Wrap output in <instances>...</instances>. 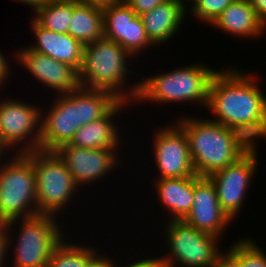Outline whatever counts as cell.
I'll use <instances>...</instances> for the list:
<instances>
[{
	"instance_id": "cell-1",
	"label": "cell",
	"mask_w": 266,
	"mask_h": 267,
	"mask_svg": "<svg viewBox=\"0 0 266 267\" xmlns=\"http://www.w3.org/2000/svg\"><path fill=\"white\" fill-rule=\"evenodd\" d=\"M257 77L235 66L222 67L212 77L206 107L214 115L210 120L240 132L253 145L266 140V95Z\"/></svg>"
},
{
	"instance_id": "cell-2",
	"label": "cell",
	"mask_w": 266,
	"mask_h": 267,
	"mask_svg": "<svg viewBox=\"0 0 266 267\" xmlns=\"http://www.w3.org/2000/svg\"><path fill=\"white\" fill-rule=\"evenodd\" d=\"M54 96L49 108L41 107L42 151H54L69 144L82 126L105 116L120 101L112 92L83 87Z\"/></svg>"
},
{
	"instance_id": "cell-3",
	"label": "cell",
	"mask_w": 266,
	"mask_h": 267,
	"mask_svg": "<svg viewBox=\"0 0 266 267\" xmlns=\"http://www.w3.org/2000/svg\"><path fill=\"white\" fill-rule=\"evenodd\" d=\"M176 121L187 136L193 168L199 177H208L236 162L253 146L240 132L206 117L182 114Z\"/></svg>"
},
{
	"instance_id": "cell-4",
	"label": "cell",
	"mask_w": 266,
	"mask_h": 267,
	"mask_svg": "<svg viewBox=\"0 0 266 267\" xmlns=\"http://www.w3.org/2000/svg\"><path fill=\"white\" fill-rule=\"evenodd\" d=\"M128 58L134 59L119 43L104 37L84 45L79 69L81 87L112 92L118 99L133 105L139 90V80L128 84L127 75L139 74L128 68V62L132 61Z\"/></svg>"
},
{
	"instance_id": "cell-5",
	"label": "cell",
	"mask_w": 266,
	"mask_h": 267,
	"mask_svg": "<svg viewBox=\"0 0 266 267\" xmlns=\"http://www.w3.org/2000/svg\"><path fill=\"white\" fill-rule=\"evenodd\" d=\"M171 71L144 76L139 79V90L134 104H173L182 102L207 107L209 85L219 69L208 67L203 63L189 64ZM137 102V103H136ZM155 102V103H154Z\"/></svg>"
},
{
	"instance_id": "cell-6",
	"label": "cell",
	"mask_w": 266,
	"mask_h": 267,
	"mask_svg": "<svg viewBox=\"0 0 266 267\" xmlns=\"http://www.w3.org/2000/svg\"><path fill=\"white\" fill-rule=\"evenodd\" d=\"M57 221V216L37 214L32 217L6 222L8 257H10L9 251L11 252L15 248L13 249L14 252L12 251L14 262L11 263L13 267L48 266L53 250L66 236L63 232L64 229L62 230V227L58 225L60 223ZM15 224H18V227L20 226L19 229L15 228L17 227ZM13 229L14 231L15 229L18 230V232L15 231V235L12 233L14 232ZM11 247L12 249L9 250Z\"/></svg>"
},
{
	"instance_id": "cell-7",
	"label": "cell",
	"mask_w": 266,
	"mask_h": 267,
	"mask_svg": "<svg viewBox=\"0 0 266 267\" xmlns=\"http://www.w3.org/2000/svg\"><path fill=\"white\" fill-rule=\"evenodd\" d=\"M13 154L0 164V221L4 222L38 214L32 151Z\"/></svg>"
},
{
	"instance_id": "cell-8",
	"label": "cell",
	"mask_w": 266,
	"mask_h": 267,
	"mask_svg": "<svg viewBox=\"0 0 266 267\" xmlns=\"http://www.w3.org/2000/svg\"><path fill=\"white\" fill-rule=\"evenodd\" d=\"M32 165L36 178L38 214L60 217L59 214L68 209V203L73 204L71 201L75 193L81 189L54 151H32Z\"/></svg>"
},
{
	"instance_id": "cell-9",
	"label": "cell",
	"mask_w": 266,
	"mask_h": 267,
	"mask_svg": "<svg viewBox=\"0 0 266 267\" xmlns=\"http://www.w3.org/2000/svg\"><path fill=\"white\" fill-rule=\"evenodd\" d=\"M164 225V247L168 253L160 256L168 267H211L223 252L219 248L221 238L195 229L183 220H170Z\"/></svg>"
},
{
	"instance_id": "cell-10",
	"label": "cell",
	"mask_w": 266,
	"mask_h": 267,
	"mask_svg": "<svg viewBox=\"0 0 266 267\" xmlns=\"http://www.w3.org/2000/svg\"><path fill=\"white\" fill-rule=\"evenodd\" d=\"M4 98L0 99V143L14 153L39 150L41 107Z\"/></svg>"
},
{
	"instance_id": "cell-11",
	"label": "cell",
	"mask_w": 266,
	"mask_h": 267,
	"mask_svg": "<svg viewBox=\"0 0 266 267\" xmlns=\"http://www.w3.org/2000/svg\"><path fill=\"white\" fill-rule=\"evenodd\" d=\"M258 151V145H253L236 162L208 176L216 188L219 205L232 221L240 214L257 172Z\"/></svg>"
},
{
	"instance_id": "cell-12",
	"label": "cell",
	"mask_w": 266,
	"mask_h": 267,
	"mask_svg": "<svg viewBox=\"0 0 266 267\" xmlns=\"http://www.w3.org/2000/svg\"><path fill=\"white\" fill-rule=\"evenodd\" d=\"M157 127L154 133L152 152L157 177L161 178H185L195 176L190 157L189 142L184 130L174 121L173 125Z\"/></svg>"
},
{
	"instance_id": "cell-13",
	"label": "cell",
	"mask_w": 266,
	"mask_h": 267,
	"mask_svg": "<svg viewBox=\"0 0 266 267\" xmlns=\"http://www.w3.org/2000/svg\"><path fill=\"white\" fill-rule=\"evenodd\" d=\"M104 38L119 43L133 58L154 45L148 39L141 17L124 0L102 3Z\"/></svg>"
},
{
	"instance_id": "cell-14",
	"label": "cell",
	"mask_w": 266,
	"mask_h": 267,
	"mask_svg": "<svg viewBox=\"0 0 266 267\" xmlns=\"http://www.w3.org/2000/svg\"><path fill=\"white\" fill-rule=\"evenodd\" d=\"M120 150L80 148L69 144L58 147L54 152L63 161L79 188L102 181L121 163ZM118 153V154H117ZM119 160V161H118ZM112 169V170H111ZM83 186V187H82Z\"/></svg>"
},
{
	"instance_id": "cell-15",
	"label": "cell",
	"mask_w": 266,
	"mask_h": 267,
	"mask_svg": "<svg viewBox=\"0 0 266 267\" xmlns=\"http://www.w3.org/2000/svg\"><path fill=\"white\" fill-rule=\"evenodd\" d=\"M15 53L13 58L19 61L18 65L29 71L35 81H39L47 89L50 88L55 93L53 95L68 94L81 87L79 71L75 67L35 52L27 46L21 47Z\"/></svg>"
},
{
	"instance_id": "cell-16",
	"label": "cell",
	"mask_w": 266,
	"mask_h": 267,
	"mask_svg": "<svg viewBox=\"0 0 266 267\" xmlns=\"http://www.w3.org/2000/svg\"><path fill=\"white\" fill-rule=\"evenodd\" d=\"M183 221L219 238H223L226 228L231 225L232 220L219 205L216 188L208 177L194 176L193 205Z\"/></svg>"
},
{
	"instance_id": "cell-17",
	"label": "cell",
	"mask_w": 266,
	"mask_h": 267,
	"mask_svg": "<svg viewBox=\"0 0 266 267\" xmlns=\"http://www.w3.org/2000/svg\"><path fill=\"white\" fill-rule=\"evenodd\" d=\"M30 21L29 26L35 41L27 47L57 61L69 64L79 71L82 65L83 45L69 33H57L46 29L32 17Z\"/></svg>"
},
{
	"instance_id": "cell-18",
	"label": "cell",
	"mask_w": 266,
	"mask_h": 267,
	"mask_svg": "<svg viewBox=\"0 0 266 267\" xmlns=\"http://www.w3.org/2000/svg\"><path fill=\"white\" fill-rule=\"evenodd\" d=\"M129 104L131 103L120 100L105 116L82 126L74 134L69 145L90 149L121 150L120 144L123 142L120 136L123 135L119 133L120 127L114 119L119 111L120 113L122 110L125 111L124 108H128Z\"/></svg>"
},
{
	"instance_id": "cell-19",
	"label": "cell",
	"mask_w": 266,
	"mask_h": 267,
	"mask_svg": "<svg viewBox=\"0 0 266 267\" xmlns=\"http://www.w3.org/2000/svg\"><path fill=\"white\" fill-rule=\"evenodd\" d=\"M187 11L179 1L167 0L150 12L142 14L140 17L150 42L158 47L170 42L188 19Z\"/></svg>"
},
{
	"instance_id": "cell-20",
	"label": "cell",
	"mask_w": 266,
	"mask_h": 267,
	"mask_svg": "<svg viewBox=\"0 0 266 267\" xmlns=\"http://www.w3.org/2000/svg\"><path fill=\"white\" fill-rule=\"evenodd\" d=\"M210 25L243 39L263 37L266 32L250 0H234Z\"/></svg>"
},
{
	"instance_id": "cell-21",
	"label": "cell",
	"mask_w": 266,
	"mask_h": 267,
	"mask_svg": "<svg viewBox=\"0 0 266 267\" xmlns=\"http://www.w3.org/2000/svg\"><path fill=\"white\" fill-rule=\"evenodd\" d=\"M154 190L168 212L167 221L183 220L190 212L194 199V176L154 180ZM171 213V214H170Z\"/></svg>"
},
{
	"instance_id": "cell-22",
	"label": "cell",
	"mask_w": 266,
	"mask_h": 267,
	"mask_svg": "<svg viewBox=\"0 0 266 267\" xmlns=\"http://www.w3.org/2000/svg\"><path fill=\"white\" fill-rule=\"evenodd\" d=\"M68 33L83 46L104 37L101 2L74 0Z\"/></svg>"
},
{
	"instance_id": "cell-23",
	"label": "cell",
	"mask_w": 266,
	"mask_h": 267,
	"mask_svg": "<svg viewBox=\"0 0 266 267\" xmlns=\"http://www.w3.org/2000/svg\"><path fill=\"white\" fill-rule=\"evenodd\" d=\"M74 0H50L31 16L40 26L57 33H68Z\"/></svg>"
},
{
	"instance_id": "cell-24",
	"label": "cell",
	"mask_w": 266,
	"mask_h": 267,
	"mask_svg": "<svg viewBox=\"0 0 266 267\" xmlns=\"http://www.w3.org/2000/svg\"><path fill=\"white\" fill-rule=\"evenodd\" d=\"M65 238L55 247L47 267H85L86 263L99 251L95 246L79 245Z\"/></svg>"
},
{
	"instance_id": "cell-25",
	"label": "cell",
	"mask_w": 266,
	"mask_h": 267,
	"mask_svg": "<svg viewBox=\"0 0 266 267\" xmlns=\"http://www.w3.org/2000/svg\"><path fill=\"white\" fill-rule=\"evenodd\" d=\"M256 240L240 238L227 251L239 262L240 267H266V253Z\"/></svg>"
},
{
	"instance_id": "cell-26",
	"label": "cell",
	"mask_w": 266,
	"mask_h": 267,
	"mask_svg": "<svg viewBox=\"0 0 266 267\" xmlns=\"http://www.w3.org/2000/svg\"><path fill=\"white\" fill-rule=\"evenodd\" d=\"M234 0H196L188 11L199 22L210 24L217 18ZM208 23V24H207Z\"/></svg>"
},
{
	"instance_id": "cell-27",
	"label": "cell",
	"mask_w": 266,
	"mask_h": 267,
	"mask_svg": "<svg viewBox=\"0 0 266 267\" xmlns=\"http://www.w3.org/2000/svg\"><path fill=\"white\" fill-rule=\"evenodd\" d=\"M125 3L138 15L150 12L156 6L167 0H124Z\"/></svg>"
},
{
	"instance_id": "cell-28",
	"label": "cell",
	"mask_w": 266,
	"mask_h": 267,
	"mask_svg": "<svg viewBox=\"0 0 266 267\" xmlns=\"http://www.w3.org/2000/svg\"><path fill=\"white\" fill-rule=\"evenodd\" d=\"M137 260V261H136ZM135 261L131 262L129 261V264L127 266L123 267H168V265L165 263V261L162 259V257H146L144 259L140 258L139 260L136 259ZM118 262H114L113 267H117ZM118 267H120L118 265Z\"/></svg>"
},
{
	"instance_id": "cell-29",
	"label": "cell",
	"mask_w": 266,
	"mask_h": 267,
	"mask_svg": "<svg viewBox=\"0 0 266 267\" xmlns=\"http://www.w3.org/2000/svg\"><path fill=\"white\" fill-rule=\"evenodd\" d=\"M101 253V254H100ZM100 254V255H99ZM109 257L103 252H97L85 265V267H113L115 262L114 257ZM114 259V260H113Z\"/></svg>"
},
{
	"instance_id": "cell-30",
	"label": "cell",
	"mask_w": 266,
	"mask_h": 267,
	"mask_svg": "<svg viewBox=\"0 0 266 267\" xmlns=\"http://www.w3.org/2000/svg\"><path fill=\"white\" fill-rule=\"evenodd\" d=\"M7 258V225L6 222L0 221V267L7 265L5 263L9 261Z\"/></svg>"
},
{
	"instance_id": "cell-31",
	"label": "cell",
	"mask_w": 266,
	"mask_h": 267,
	"mask_svg": "<svg viewBox=\"0 0 266 267\" xmlns=\"http://www.w3.org/2000/svg\"><path fill=\"white\" fill-rule=\"evenodd\" d=\"M211 267H240L239 262L227 251L221 253Z\"/></svg>"
},
{
	"instance_id": "cell-32",
	"label": "cell",
	"mask_w": 266,
	"mask_h": 267,
	"mask_svg": "<svg viewBox=\"0 0 266 267\" xmlns=\"http://www.w3.org/2000/svg\"><path fill=\"white\" fill-rule=\"evenodd\" d=\"M8 57H4L2 50H0V87L4 86L7 81H9V77L12 72L10 71L11 65L7 61Z\"/></svg>"
},
{
	"instance_id": "cell-33",
	"label": "cell",
	"mask_w": 266,
	"mask_h": 267,
	"mask_svg": "<svg viewBox=\"0 0 266 267\" xmlns=\"http://www.w3.org/2000/svg\"><path fill=\"white\" fill-rule=\"evenodd\" d=\"M259 20L266 26V0H250Z\"/></svg>"
},
{
	"instance_id": "cell-34",
	"label": "cell",
	"mask_w": 266,
	"mask_h": 267,
	"mask_svg": "<svg viewBox=\"0 0 266 267\" xmlns=\"http://www.w3.org/2000/svg\"><path fill=\"white\" fill-rule=\"evenodd\" d=\"M22 2L23 4L29 5L33 11L43 6L50 0H17V2Z\"/></svg>"
},
{
	"instance_id": "cell-35",
	"label": "cell",
	"mask_w": 266,
	"mask_h": 267,
	"mask_svg": "<svg viewBox=\"0 0 266 267\" xmlns=\"http://www.w3.org/2000/svg\"><path fill=\"white\" fill-rule=\"evenodd\" d=\"M6 151H8V150L0 143V164L2 162H4V160H2V158L5 159V157H6L5 155L7 154Z\"/></svg>"
},
{
	"instance_id": "cell-36",
	"label": "cell",
	"mask_w": 266,
	"mask_h": 267,
	"mask_svg": "<svg viewBox=\"0 0 266 267\" xmlns=\"http://www.w3.org/2000/svg\"><path fill=\"white\" fill-rule=\"evenodd\" d=\"M177 1H179L188 10L189 5L191 6L196 0H177ZM188 2L189 3L191 2V4L188 5Z\"/></svg>"
},
{
	"instance_id": "cell-37",
	"label": "cell",
	"mask_w": 266,
	"mask_h": 267,
	"mask_svg": "<svg viewBox=\"0 0 266 267\" xmlns=\"http://www.w3.org/2000/svg\"><path fill=\"white\" fill-rule=\"evenodd\" d=\"M78 1H94V2H101V3H103V2H105L107 0H78Z\"/></svg>"
}]
</instances>
